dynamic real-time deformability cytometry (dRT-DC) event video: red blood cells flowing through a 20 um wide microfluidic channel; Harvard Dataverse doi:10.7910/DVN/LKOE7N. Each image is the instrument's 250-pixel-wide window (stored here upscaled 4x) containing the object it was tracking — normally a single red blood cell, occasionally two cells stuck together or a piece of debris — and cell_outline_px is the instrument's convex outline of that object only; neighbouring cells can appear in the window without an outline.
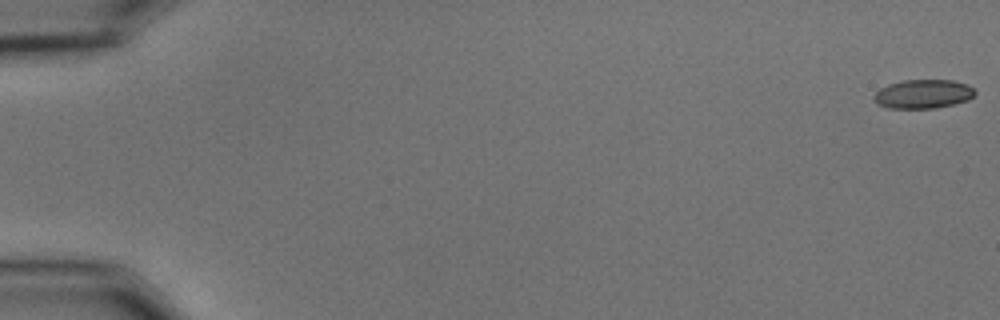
{"species": "common noctule bat (a hibernating species)", "species_latin": "Nyctalus noctula", "temperature_condition": "cold", "stored_images_in_passage": 18, "camera_frame_rate_fps": 3000, "um_per_image_px": 0.085, "animal": {"sex": "male", "body_mass_g": 15.6}, "frame": {"image": 1, "passage_image": 1, "time_ms": 0.0, "image_size_px": [1000, 320], "cell_outline_px": [[976, 92], [968, 100], [936, 108], [888, 108], [876, 104], [872, 100], [872, 96], [880, 88], [888, 84], [904, 80], [952, 80], [968, 84]], "centroid_in_image_um": [78.42, 7.99], "position_along_channel_um": 6.6, "area_um2": 17.11}}
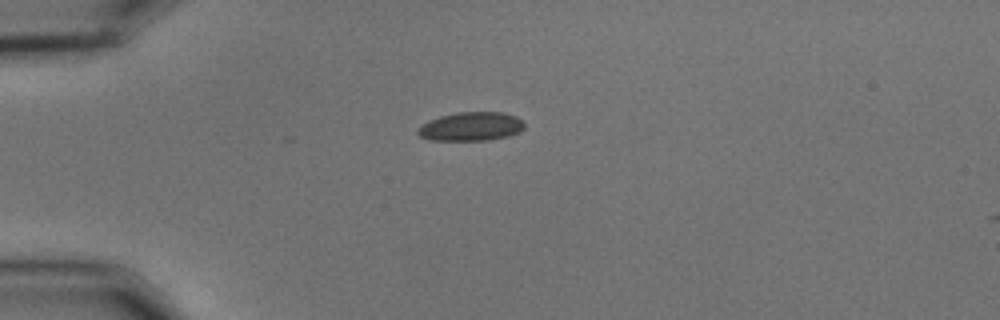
{"frame": {"image": 2, "passage_image": 15, "time_ms": 4.667, "image_size_px": [1000, 320], "cell_outline_px": [[524, 128], [520, 132], [508, 136], [488, 140], [428, 140], [420, 136], [416, 132], [428, 120], [440, 116], [456, 112], [504, 112], [516, 116], [524, 124]], "centroid_in_image_um": [40.05, 10.75], "position_along_channel_um": 45.0, "area_um2": 17.86}}